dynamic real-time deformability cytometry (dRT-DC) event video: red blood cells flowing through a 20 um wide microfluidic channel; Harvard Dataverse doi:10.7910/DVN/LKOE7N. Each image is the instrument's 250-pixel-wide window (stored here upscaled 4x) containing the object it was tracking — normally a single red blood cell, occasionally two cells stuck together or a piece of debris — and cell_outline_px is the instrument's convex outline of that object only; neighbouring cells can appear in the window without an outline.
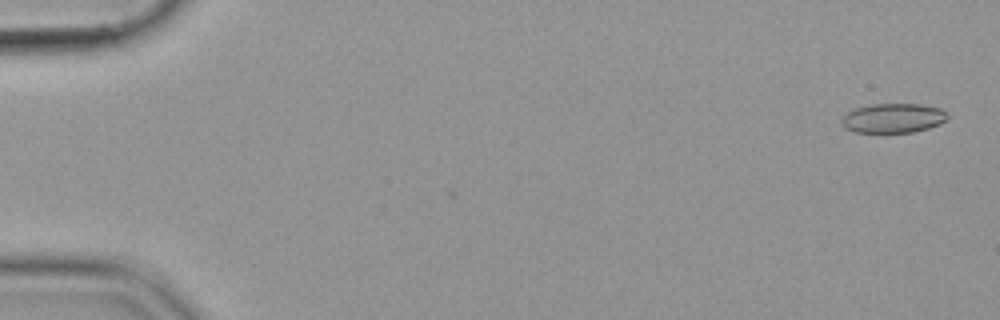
{"species": "common noctule bat (a hibernating species)", "species_latin": "Nyctalus noctula", "temperature_condition": "cold", "stored_images_in_passage": 5, "camera_frame_rate_fps": 3000, "um_per_image_px": 0.085, "animal": {"sex": "female", "body_mass_g": 19.9}, "frame": {"image": 1, "passage_image": 2, "time_ms": 0.333, "image_size_px": [1000, 320], "cell_outline_px": [[948, 120], [940, 124], [928, 128], [912, 132], [856, 132], [844, 128], [840, 124], [840, 120], [852, 108], [872, 104], [920, 104], [940, 108], [948, 112]], "centroid_in_image_um": [75.92, 10.03], "position_along_channel_um": 9.1, "area_um2": 18.38}}